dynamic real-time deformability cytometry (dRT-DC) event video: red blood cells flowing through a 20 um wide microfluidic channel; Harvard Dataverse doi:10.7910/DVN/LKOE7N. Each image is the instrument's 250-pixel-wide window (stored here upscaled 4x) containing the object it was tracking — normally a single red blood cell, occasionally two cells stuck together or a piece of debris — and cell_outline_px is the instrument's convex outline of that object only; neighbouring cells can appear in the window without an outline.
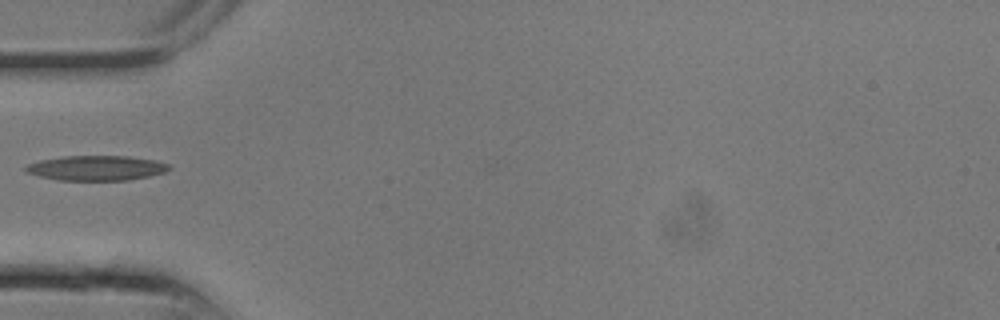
{"species": "common noctule bat (a hibernating species)", "species_latin": "Nyctalus noctula", "temperature_condition": "room temperature", "stored_images_in_passage": 3, "camera_frame_rate_fps": 3000, "um_per_image_px": 0.085, "animal": {"sex": "male", "body_mass_g": 13.3}, "frame": {"image": 1, "passage_image": 1, "time_ms": 0.0, "image_size_px": [1000, 320], "cell_outline_px": [[172, 168], [164, 172], [148, 176], [128, 180], [60, 180], [40, 176], [28, 172], [24, 168], [28, 164], [40, 160], [64, 156], [128, 156], [152, 160], [168, 164]], "centroid_in_image_um": [8.19, 14.28], "position_along_channel_um": 76.8, "area_um2": 20.52}}
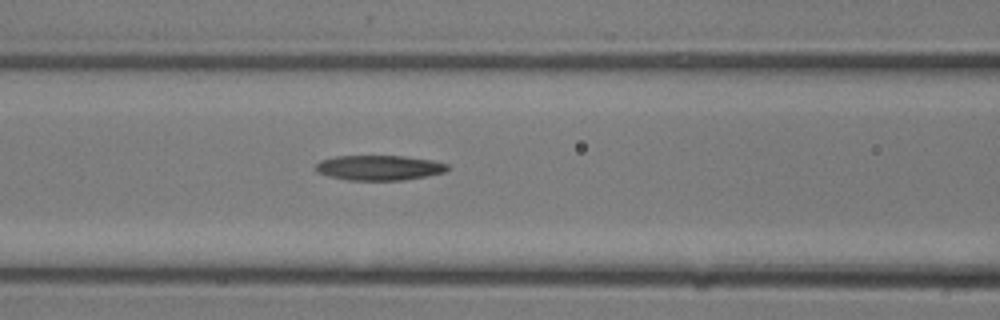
{"frame": {"image": 2, "passage_image": 3, "time_ms": 0.667, "image_size_px": [1000, 320], "cell_outline_px": [[452, 168], [444, 172], [404, 180], [348, 180], [328, 176], [316, 172], [316, 164], [320, 160], [336, 156], [404, 156], [432, 160], [448, 164]], "centroid_in_image_um": [32.23, 14.25], "position_along_channel_um": 134.4, "area_um2": 19.25}}